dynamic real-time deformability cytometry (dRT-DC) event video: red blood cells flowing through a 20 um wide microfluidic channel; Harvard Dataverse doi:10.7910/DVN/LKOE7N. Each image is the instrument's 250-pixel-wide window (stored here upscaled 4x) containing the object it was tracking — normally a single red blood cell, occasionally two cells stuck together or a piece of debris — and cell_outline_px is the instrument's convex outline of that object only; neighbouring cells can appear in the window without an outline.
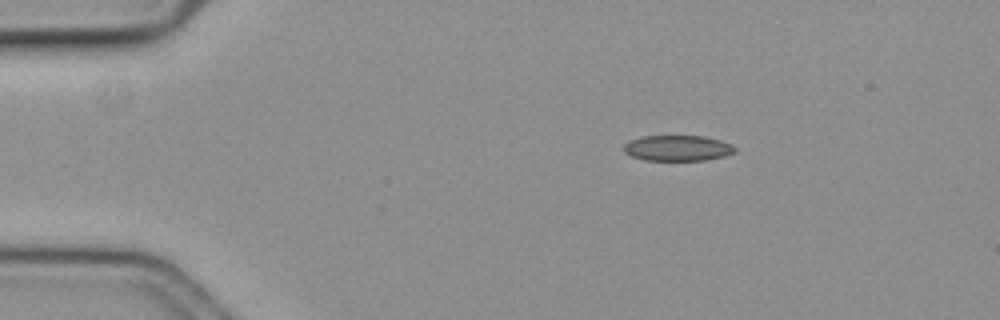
{"species": "common noctule bat (a hibernating species)", "species_latin": "Nyctalus noctula", "temperature_condition": "cold", "stored_images_in_passage": 48, "camera_frame_rate_fps": 3000, "um_per_image_px": 0.085, "animal": {"sex": "female", "body_mass_g": 19.3, "forearm_length_mm": 54.1}, "frame": {"image": 1, "passage_image": 1, "time_ms": 0.0, "image_size_px": [1000, 320], "cell_outline_px": [[736, 152], [724, 156], [708, 160], [644, 160], [632, 156], [624, 152], [624, 144], [632, 140], [644, 136], [704, 136], [720, 140], [732, 144], [736, 148]], "centroid_in_image_um": [57.64, 12.59], "position_along_channel_um": 27.4, "area_um2": 16.59}}
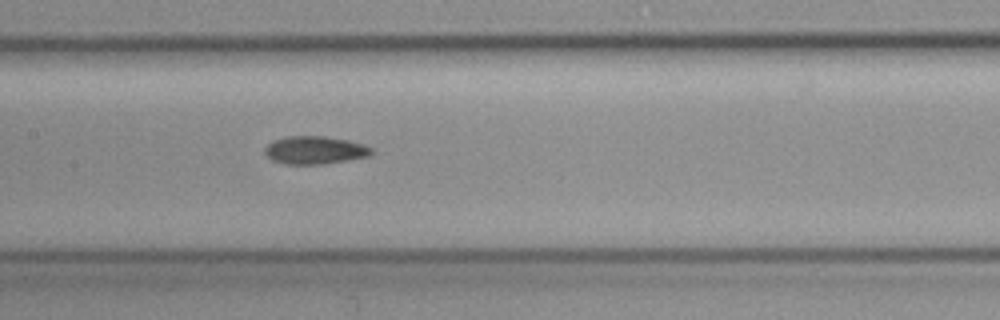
{"frame": {"image": 2, "passage_image": 19, "time_ms": 6.0, "image_size_px": [1000, 320], "cell_outline_px": [[372, 152], [368, 156], [324, 164], [284, 164], [272, 160], [264, 152], [264, 148], [272, 140], [288, 136], [324, 136], [348, 140], [372, 148]], "centroid_in_image_um": [26.71, 12.76], "position_along_channel_um": 180.7, "area_um2": 17.22}}
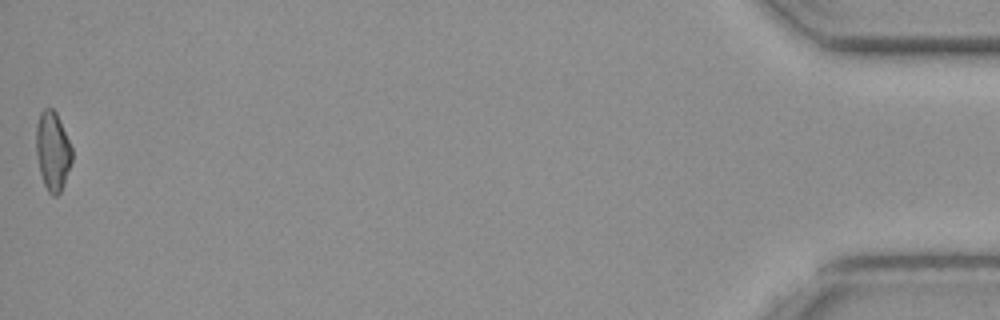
{"frame": {"image": 3, "passage_image": 48, "time_ms": 15.667, "image_size_px": [1000, 320], "cell_outline_px": [[72, 160], [60, 192], [56, 196], [52, 196], [48, 192], [44, 184], [40, 172], [36, 156], [36, 124], [40, 112], [44, 108], [52, 108], [56, 112], [72, 148]], "centroid_in_image_um": [4.46, 12.82], "position_along_channel_um": 430.7, "area_um2": 16.42}, "authors_computed_cell_mechanics": {"area_um2": 17.051, "velocity_mm_per_s": 3.6563, "shape_relaxation_time_tau1_ms": 5.7503, "shape_relaxation_time_tau2_ms": 5.2072, "deformation_change_tau1": 0.1438, "deformation_change_tau2": 0.1056}}